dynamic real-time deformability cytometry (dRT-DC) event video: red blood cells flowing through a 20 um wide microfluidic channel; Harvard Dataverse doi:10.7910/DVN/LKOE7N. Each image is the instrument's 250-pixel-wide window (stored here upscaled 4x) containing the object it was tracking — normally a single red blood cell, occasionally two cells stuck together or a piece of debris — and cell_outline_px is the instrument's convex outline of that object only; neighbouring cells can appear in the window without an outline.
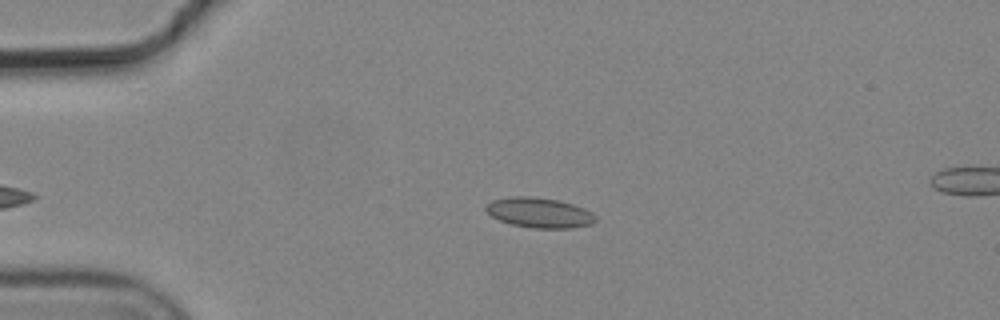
{"species": "common noctule bat (a hibernating species)", "species_latin": "Nyctalus noctula", "temperature_condition": "cold", "stored_images_in_passage": 4, "camera_frame_rate_fps": 3000, "um_per_image_px": 0.085, "animal": {"sex": "male", "body_mass_g": 19.2, "forearm_length_mm": 51.8}, "frame": {"image": 1, "passage_image": 4, "time_ms": 1.0, "image_size_px": [1000, 320], "cell_outline_px": [[596, 220], [592, 224], [572, 228], [532, 228], [512, 224], [500, 220], [492, 216], [484, 208], [492, 200], [508, 196], [532, 196], [556, 200], [572, 204], [584, 208], [592, 212], [596, 216]], "centroid_in_image_um": [45.85, 18.07], "position_along_channel_um": 39.1, "area_um2": 19.19}}